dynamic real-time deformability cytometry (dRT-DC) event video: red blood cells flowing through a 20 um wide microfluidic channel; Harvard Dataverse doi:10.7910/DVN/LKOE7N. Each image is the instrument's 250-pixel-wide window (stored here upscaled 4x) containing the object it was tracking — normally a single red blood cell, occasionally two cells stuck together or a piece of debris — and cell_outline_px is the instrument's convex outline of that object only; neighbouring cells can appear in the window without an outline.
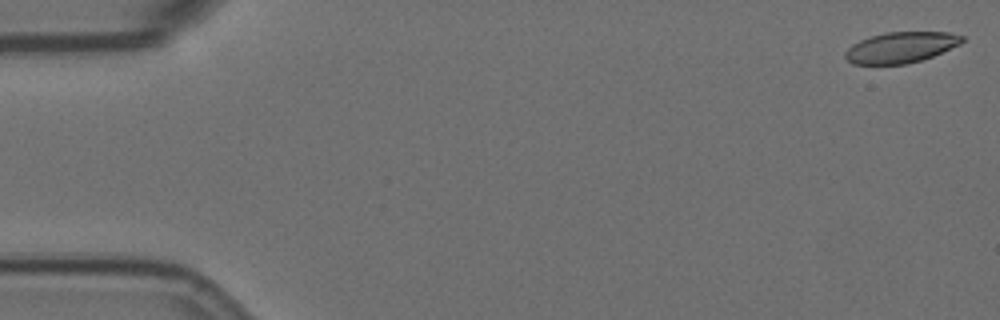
{"species": "Egyptian fruit bat (a non-hibernating species)", "species_latin": "Rousettus aegyptiacus", "temperature_condition": "room temperature", "stored_images_in_passage": 56, "camera_frame_rate_fps": 3000, "um_per_image_px": 0.085, "animal": {"sex": "female"}, "frame": {"image": 1, "passage_image": 1, "time_ms": 0.0, "image_size_px": [1000, 320], "cell_outline_px": [[964, 40], [960, 44], [932, 56], [908, 64], [852, 64], [844, 56], [844, 52], [852, 44], [860, 40], [872, 36], [888, 32], [948, 32], [964, 36]], "centroid_in_image_um": [76.56, 4.03], "position_along_channel_um": 8.4, "area_um2": 20.87}}
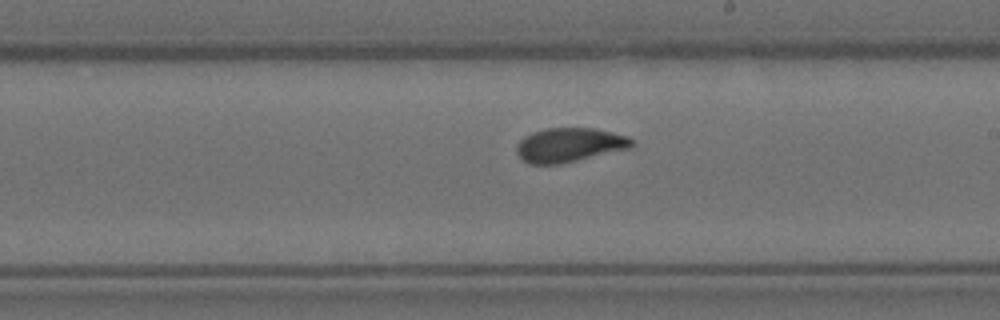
{"frame": {"image": 2, "passage_image": 32, "time_ms": 10.333, "image_size_px": [1000, 320], "cell_outline_px": [[636, 144], [632, 148], [560, 164], [528, 164], [516, 152], [516, 144], [524, 136], [532, 132], [548, 128], [596, 128], [628, 136], [636, 140]], "centroid_in_image_um": [48.45, 12.32], "position_along_channel_um": 240.6, "area_um2": 23.24}}
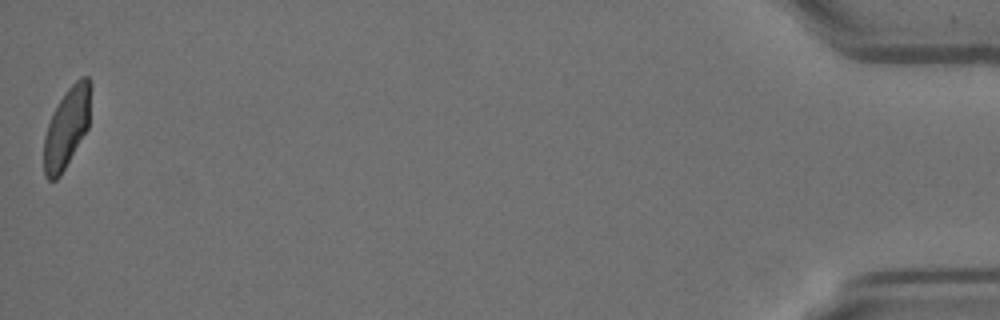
{"frame": {"image": 3, "passage_image": 56, "time_ms": 18.333, "image_size_px": [1000, 320], "cell_outline_px": [[92, 84], [88, 128], [60, 176], [56, 180], [48, 180], [44, 176], [44, 136], [48, 124], [60, 100], [68, 88], [80, 76], [88, 76]], "centroid_in_image_um": [5.69, 10.83], "position_along_channel_um": 429.5, "area_um2": 21.79}, "authors_computed_cell_mechanics": {"area_um2": 22.8599, "velocity_mm_per_s": 3.5975, "shape_relaxation_time_tau1_ms": 5.6588, "shape_relaxation_time_tau2_ms": 0.9663, "deformation_change_tau1": 0.1599, "deformation_change_tau2": 0.069}}